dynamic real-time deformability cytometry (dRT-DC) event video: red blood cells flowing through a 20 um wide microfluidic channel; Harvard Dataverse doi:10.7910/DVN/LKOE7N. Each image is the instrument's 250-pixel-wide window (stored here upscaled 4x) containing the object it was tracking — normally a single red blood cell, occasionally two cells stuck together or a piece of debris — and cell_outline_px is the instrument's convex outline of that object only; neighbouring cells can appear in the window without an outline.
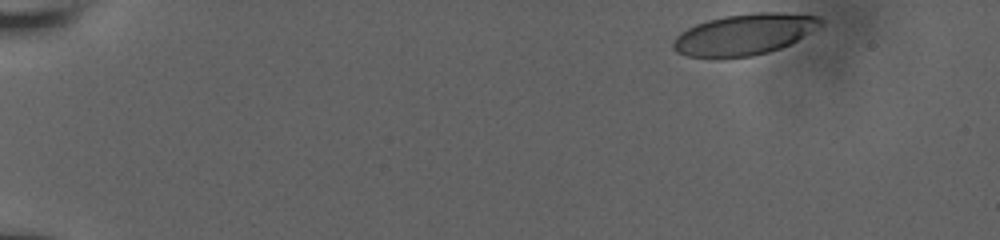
{"species": "human", "species_latin": "Homo sapiens", "temperature_condition": "room temperature", "stored_images_in_passage": 44, "camera_frame_rate_fps": 3000, "um_per_image_px": 0.085, "donor": {"sex": "male"}, "frame": {"image": 1, "passage_image": 1, "time_ms": 0.0, "image_size_px": [1000, 240], "cell_outline_px": [[820, 24], [796, 40], [780, 48], [768, 52], [752, 56], [688, 56], [676, 52], [672, 48], [672, 40], [680, 32], [696, 24], [708, 20], [724, 16], [756, 12], [780, 12], [816, 16], [820, 20]], "centroid_in_image_um": [63.19, 2.91], "position_along_channel_um": 21.8, "area_um2": 34.45}}
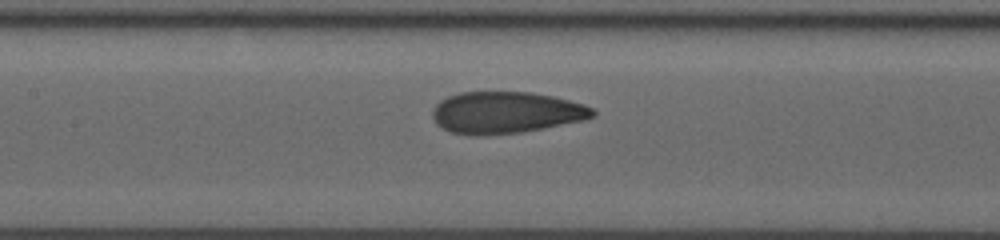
{"frame": {"image": 2, "passage_image": 25, "time_ms": 7.333, "image_size_px": [1000, 240], "cell_outline_px": [[596, 116], [584, 120], [520, 132], [484, 136], [468, 136], [448, 132], [436, 124], [432, 116], [432, 108], [440, 100], [448, 96], [460, 92], [528, 92], [552, 96], [584, 104], [592, 108], [596, 112]], "centroid_in_image_um": [42.95, 9.58], "position_along_channel_um": 164.5, "area_um2": 39.25}}
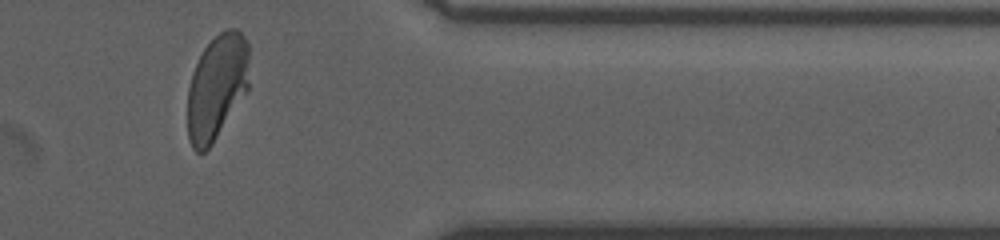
{"frame": {"image": 3, "passage_image": 43, "time_ms": 13.667, "image_size_px": [1000, 240], "cell_outline_px": [[248, 88], [212, 144], [204, 152], [196, 152], [192, 148], [188, 140], [188, 88], [192, 72], [204, 48], [220, 32], [228, 28], [236, 28], [244, 36], [248, 44]], "centroid_in_image_um": [18.41, 7.39], "position_along_channel_um": 393.0, "area_um2": 37.51}, "authors_computed_cell_mechanics": {"area_um2": 38.726, "velocity_mm_per_s": 3.8194, "shape_relaxation_time_tau1_ms": 3.8274, "shape_relaxation_time_tau2_ms": 0.8902, "deformation_change_tau1": 0.1814, "deformation_change_tau2": 0.0666}}